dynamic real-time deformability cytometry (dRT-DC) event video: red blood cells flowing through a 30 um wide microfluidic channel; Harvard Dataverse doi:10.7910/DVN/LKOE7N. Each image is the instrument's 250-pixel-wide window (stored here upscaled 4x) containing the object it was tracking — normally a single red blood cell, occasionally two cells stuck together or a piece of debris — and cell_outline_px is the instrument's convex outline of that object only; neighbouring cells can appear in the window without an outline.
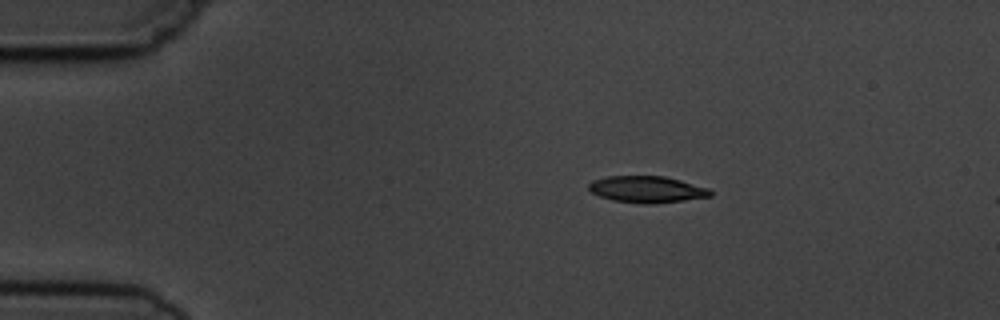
{"species": "common noctule bat (a hibernating species)", "species_latin": "Nyctalus noctula", "temperature_condition": "cold", "stored_images_in_passage": 3, "camera_frame_rate_fps": 3000, "um_per_image_px": 0.085, "animal": {"sex": "male", "body_mass_g": 19.5, "forearm_length_mm": 54.6}, "frame": {"image": 1, "passage_image": 1, "time_ms": 0.0, "image_size_px": [1000, 320], "cell_outline_px": [[712, 196], [656, 204], [644, 204], [612, 200], [600, 196], [592, 192], [588, 188], [588, 184], [592, 180], [608, 176], [664, 176], [680, 180], [708, 188], [712, 192]], "centroid_in_image_um": [54.98, 16.1], "position_along_channel_um": 30.0, "area_um2": 18.84}}